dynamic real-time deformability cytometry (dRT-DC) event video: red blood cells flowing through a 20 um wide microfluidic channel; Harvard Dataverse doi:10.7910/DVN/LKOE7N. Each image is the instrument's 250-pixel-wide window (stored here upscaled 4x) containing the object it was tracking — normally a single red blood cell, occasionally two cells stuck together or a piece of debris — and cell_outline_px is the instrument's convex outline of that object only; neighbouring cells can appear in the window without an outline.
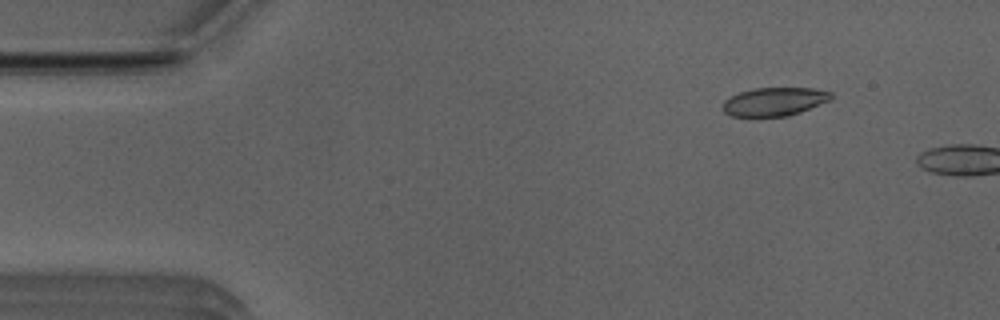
{"species": "Egyptian fruit bat (a non-hibernating species)", "species_latin": "Rousettus aegyptiacus", "temperature_condition": "room temperature", "stored_images_in_passage": 8, "camera_frame_rate_fps": 3000, "um_per_image_px": 0.085, "animal": {"sex": "male"}, "frame": {"image": 1, "passage_image": 6, "time_ms": 1.667, "image_size_px": [1000, 320], "cell_outline_px": [[832, 96], [828, 100], [800, 112], [788, 116], [732, 116], [724, 112], [724, 100], [740, 92], [756, 88], [812, 88], [832, 92]], "centroid_in_image_um": [65.81, 8.63], "position_along_channel_um": 19.2, "area_um2": 17.57}}